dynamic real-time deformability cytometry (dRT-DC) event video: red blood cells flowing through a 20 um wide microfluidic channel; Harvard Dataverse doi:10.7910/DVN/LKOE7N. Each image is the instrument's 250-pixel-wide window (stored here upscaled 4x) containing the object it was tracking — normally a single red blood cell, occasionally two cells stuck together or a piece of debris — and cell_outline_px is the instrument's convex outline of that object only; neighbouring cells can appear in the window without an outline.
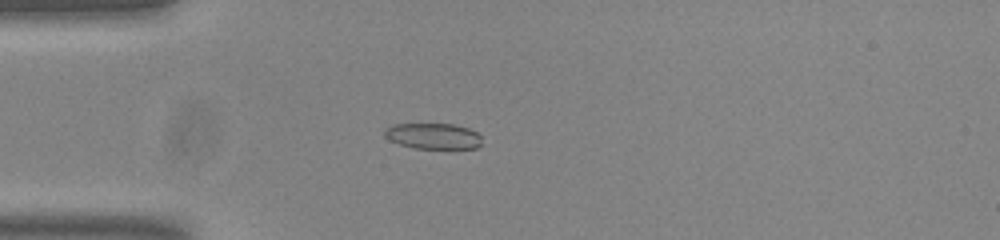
{"species": "common noctule bat (a hibernating species)", "species_latin": "Nyctalus noctula", "temperature_condition": "room temperature", "stored_images_in_passage": 41, "camera_frame_rate_fps": 3000, "um_per_image_px": 0.085, "animal": {"sex": "male", "body_mass_g": 20.0, "forearm_length_mm": 53.3}, "frame": {"image": 1, "passage_image": 7, "time_ms": 2.0, "image_size_px": [1000, 240], "cell_outline_px": [[480, 144], [476, 148], [416, 148], [400, 144], [388, 140], [384, 136], [384, 128], [392, 124], [452, 124], [468, 128], [476, 132], [480, 136]], "centroid_in_image_um": [36.76, 11.55], "position_along_channel_um": 48.2, "area_um2": 14.57}}
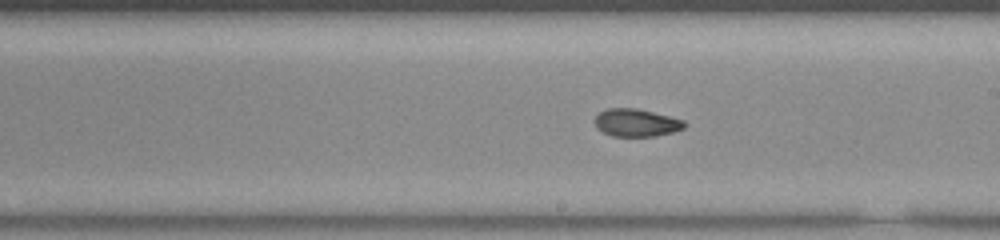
{"frame": {"image": 2, "passage_image": 23, "time_ms": 7.333, "image_size_px": [1000, 240], "cell_outline_px": [[688, 124], [684, 128], [672, 132], [656, 136], [612, 136], [596, 128], [596, 116], [600, 112], [608, 108], [636, 108], [684, 120]], "centroid_in_image_um": [54.1, 10.43], "position_along_channel_um": 234.9, "area_um2": 14.33}}
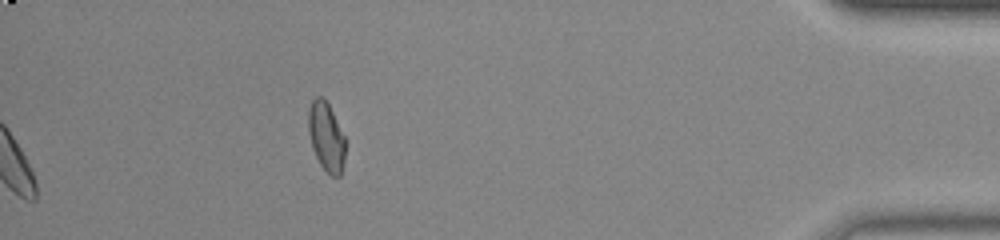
{"frame": {"image": 3, "passage_image": 41, "time_ms": 13.333, "image_size_px": [1000, 240], "cell_outline_px": [[344, 160], [340, 176], [332, 176], [320, 164], [312, 148], [308, 132], [308, 108], [312, 100], [316, 96], [320, 96], [328, 104], [344, 136]], "centroid_in_image_um": [27.7, 11.61], "position_along_channel_um": 407.5, "area_um2": 14.57}, "authors_computed_cell_mechanics": {"area_um2": 14.9124, "velocity_mm_per_s": 3.7653, "shape_relaxation_time_tau1_ms": null, "shape_relaxation_time_tau2_ms": 3.1082, "deformation_change_tau1": null, "deformation_change_tau2": 0.0374}}